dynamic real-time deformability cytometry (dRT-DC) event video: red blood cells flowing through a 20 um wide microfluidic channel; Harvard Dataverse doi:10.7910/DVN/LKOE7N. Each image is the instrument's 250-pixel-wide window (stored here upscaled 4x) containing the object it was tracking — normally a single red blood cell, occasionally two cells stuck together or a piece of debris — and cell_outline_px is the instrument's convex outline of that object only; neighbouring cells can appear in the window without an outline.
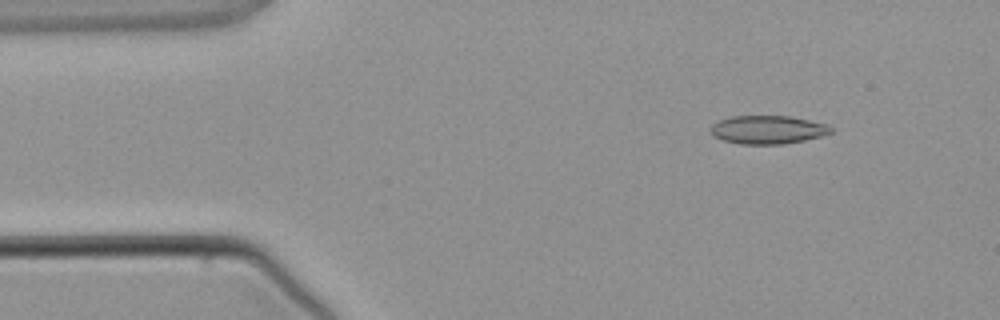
{"species": "common noctule bat (a hibernating species)", "species_latin": "Nyctalus noctula", "temperature_condition": "warm", "stored_images_in_passage": 4, "camera_frame_rate_fps": 3000, "um_per_image_px": 0.085, "animal": {"sex": "male", "body_mass_g": 21.5, "forearm_length_mm": 52.0}, "frame": {"image": 1, "passage_image": 2, "time_ms": 1.333, "image_size_px": [1000, 320], "cell_outline_px": [[832, 132], [820, 136], [804, 140], [784, 144], [740, 144], [724, 140], [712, 136], [712, 124], [720, 120], [732, 116], [792, 116], [828, 124], [832, 128]], "centroid_in_image_um": [65.28, 11.02], "position_along_channel_um": 19.7, "area_um2": 19.83}}
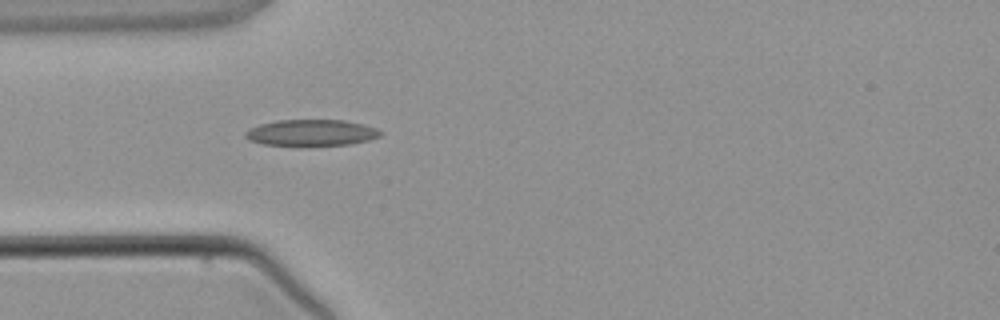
{"frame": {"image": 2, "passage_image": 4, "time_ms": 3.667, "image_size_px": [1000, 320], "cell_outline_px": [[380, 136], [368, 140], [348, 144], [264, 144], [248, 140], [244, 136], [244, 132], [260, 124], [276, 120], [344, 120], [376, 128], [380, 132]], "centroid_in_image_um": [26.42, 11.26], "position_along_channel_um": 58.6, "area_um2": 20.0}}